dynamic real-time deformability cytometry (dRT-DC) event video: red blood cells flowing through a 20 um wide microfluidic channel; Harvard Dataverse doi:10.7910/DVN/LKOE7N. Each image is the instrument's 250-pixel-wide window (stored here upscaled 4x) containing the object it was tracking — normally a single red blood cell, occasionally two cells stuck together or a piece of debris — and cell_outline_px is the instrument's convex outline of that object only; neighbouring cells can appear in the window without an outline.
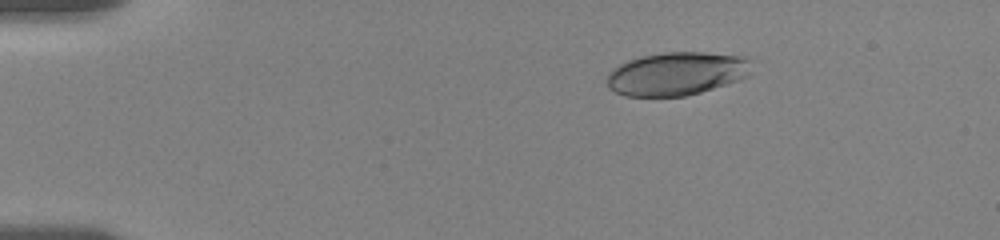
{"species": "human", "species_latin": "Homo sapiens", "temperature_condition": "room temperature", "stored_images_in_passage": 23, "camera_frame_rate_fps": 3000, "um_per_image_px": 0.085, "donor": {"sex": "female"}, "frame": {"image": 1, "passage_image": 1, "time_ms": 0.0, "image_size_px": [1000, 240], "cell_outline_px": [[752, 60], [748, 76], [700, 92], [684, 96], [624, 96], [608, 88], [608, 72], [612, 68], [628, 60], [640, 56], [664, 52], [704, 52], [744, 56]], "centroid_in_image_um": [57.49, 6.25], "position_along_channel_um": 27.5, "area_um2": 36.41}}
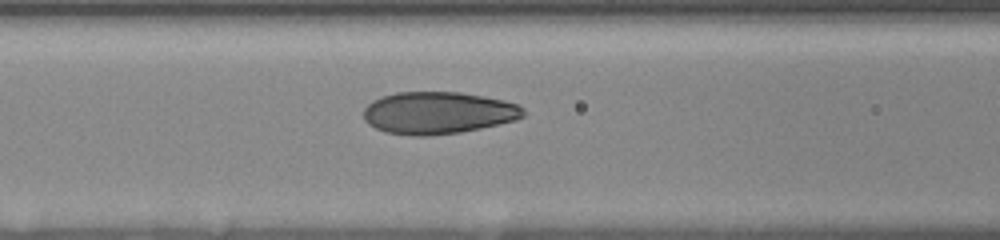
{"frame": {"image": 2, "passage_image": 16, "time_ms": 5.0, "image_size_px": [1000, 240], "cell_outline_px": [[524, 116], [516, 120], [500, 124], [460, 132], [428, 136], [412, 136], [384, 132], [368, 124], [364, 120], [364, 108], [372, 100], [396, 92], [460, 92], [484, 96], [504, 100], [516, 104], [524, 108]], "centroid_in_image_um": [37.23, 9.59], "position_along_channel_um": 129.4, "area_um2": 39.42}}
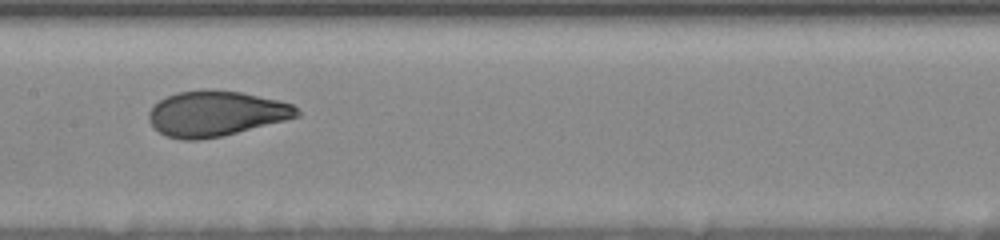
{"frame": {"image": 3, "passage_image": 22, "time_ms": 6.667, "image_size_px": [1000, 240], "cell_outline_px": [[300, 116], [220, 136], [200, 140], [180, 140], [168, 136], [160, 132], [148, 120], [148, 112], [160, 100], [176, 92], [208, 88], [240, 92], [280, 100], [292, 104], [300, 112]], "centroid_in_image_um": [18.34, 9.63], "position_along_channel_um": 189.1, "area_um2": 38.9}}